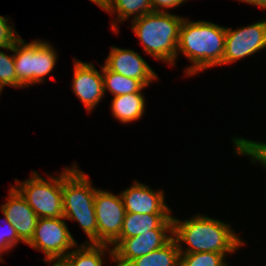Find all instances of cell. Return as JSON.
I'll return each instance as SVG.
<instances>
[{
  "mask_svg": "<svg viewBox=\"0 0 266 266\" xmlns=\"http://www.w3.org/2000/svg\"><path fill=\"white\" fill-rule=\"evenodd\" d=\"M5 227H1L0 224V262H3L1 257L2 253L8 252L10 249L14 248L18 243L22 242L13 225L7 221L6 216L4 215Z\"/></svg>",
  "mask_w": 266,
  "mask_h": 266,
  "instance_id": "cell-25",
  "label": "cell"
},
{
  "mask_svg": "<svg viewBox=\"0 0 266 266\" xmlns=\"http://www.w3.org/2000/svg\"><path fill=\"white\" fill-rule=\"evenodd\" d=\"M232 141L237 155L249 156L252 163L258 162L266 169V143L242 137H234Z\"/></svg>",
  "mask_w": 266,
  "mask_h": 266,
  "instance_id": "cell-22",
  "label": "cell"
},
{
  "mask_svg": "<svg viewBox=\"0 0 266 266\" xmlns=\"http://www.w3.org/2000/svg\"><path fill=\"white\" fill-rule=\"evenodd\" d=\"M46 263H52L53 262V265L51 264V266H66L62 260H53V261H44Z\"/></svg>",
  "mask_w": 266,
  "mask_h": 266,
  "instance_id": "cell-30",
  "label": "cell"
},
{
  "mask_svg": "<svg viewBox=\"0 0 266 266\" xmlns=\"http://www.w3.org/2000/svg\"><path fill=\"white\" fill-rule=\"evenodd\" d=\"M111 112L115 119L122 123H130L140 119L145 111L143 93H132L113 97Z\"/></svg>",
  "mask_w": 266,
  "mask_h": 266,
  "instance_id": "cell-16",
  "label": "cell"
},
{
  "mask_svg": "<svg viewBox=\"0 0 266 266\" xmlns=\"http://www.w3.org/2000/svg\"><path fill=\"white\" fill-rule=\"evenodd\" d=\"M64 217L38 218L29 246L46 255L43 261L62 260L71 248L78 246L70 233Z\"/></svg>",
  "mask_w": 266,
  "mask_h": 266,
  "instance_id": "cell-6",
  "label": "cell"
},
{
  "mask_svg": "<svg viewBox=\"0 0 266 266\" xmlns=\"http://www.w3.org/2000/svg\"><path fill=\"white\" fill-rule=\"evenodd\" d=\"M240 2H245L251 5H256L261 7L262 9H266V0H238Z\"/></svg>",
  "mask_w": 266,
  "mask_h": 266,
  "instance_id": "cell-28",
  "label": "cell"
},
{
  "mask_svg": "<svg viewBox=\"0 0 266 266\" xmlns=\"http://www.w3.org/2000/svg\"><path fill=\"white\" fill-rule=\"evenodd\" d=\"M104 65L111 71L138 79L145 86L157 80V74L147 62L134 50L111 47Z\"/></svg>",
  "mask_w": 266,
  "mask_h": 266,
  "instance_id": "cell-11",
  "label": "cell"
},
{
  "mask_svg": "<svg viewBox=\"0 0 266 266\" xmlns=\"http://www.w3.org/2000/svg\"><path fill=\"white\" fill-rule=\"evenodd\" d=\"M126 213L171 214L164 200V191H153L149 186L135 181L120 193Z\"/></svg>",
  "mask_w": 266,
  "mask_h": 266,
  "instance_id": "cell-12",
  "label": "cell"
},
{
  "mask_svg": "<svg viewBox=\"0 0 266 266\" xmlns=\"http://www.w3.org/2000/svg\"><path fill=\"white\" fill-rule=\"evenodd\" d=\"M102 75L104 82V92L108 91L115 96L128 95L132 93H142L145 86L140 80L128 78L121 74L109 70L102 65Z\"/></svg>",
  "mask_w": 266,
  "mask_h": 266,
  "instance_id": "cell-20",
  "label": "cell"
},
{
  "mask_svg": "<svg viewBox=\"0 0 266 266\" xmlns=\"http://www.w3.org/2000/svg\"><path fill=\"white\" fill-rule=\"evenodd\" d=\"M184 18L169 12H151L132 20V30L143 43L144 52L174 65Z\"/></svg>",
  "mask_w": 266,
  "mask_h": 266,
  "instance_id": "cell-3",
  "label": "cell"
},
{
  "mask_svg": "<svg viewBox=\"0 0 266 266\" xmlns=\"http://www.w3.org/2000/svg\"><path fill=\"white\" fill-rule=\"evenodd\" d=\"M33 171L24 182L15 179L13 186L34 210L38 218L63 217V171L59 176H49L48 180Z\"/></svg>",
  "mask_w": 266,
  "mask_h": 266,
  "instance_id": "cell-5",
  "label": "cell"
},
{
  "mask_svg": "<svg viewBox=\"0 0 266 266\" xmlns=\"http://www.w3.org/2000/svg\"><path fill=\"white\" fill-rule=\"evenodd\" d=\"M90 2L95 3L96 5H98L101 9H103L104 11L107 8L108 2L109 0H90Z\"/></svg>",
  "mask_w": 266,
  "mask_h": 266,
  "instance_id": "cell-29",
  "label": "cell"
},
{
  "mask_svg": "<svg viewBox=\"0 0 266 266\" xmlns=\"http://www.w3.org/2000/svg\"><path fill=\"white\" fill-rule=\"evenodd\" d=\"M184 18L179 34L178 53L192 63L185 73L193 76L200 71L222 64L226 27L209 21H190Z\"/></svg>",
  "mask_w": 266,
  "mask_h": 266,
  "instance_id": "cell-2",
  "label": "cell"
},
{
  "mask_svg": "<svg viewBox=\"0 0 266 266\" xmlns=\"http://www.w3.org/2000/svg\"><path fill=\"white\" fill-rule=\"evenodd\" d=\"M106 244L85 243L73 249L62 259L66 266H103L106 251L113 260V249ZM104 255V256H103Z\"/></svg>",
  "mask_w": 266,
  "mask_h": 266,
  "instance_id": "cell-15",
  "label": "cell"
},
{
  "mask_svg": "<svg viewBox=\"0 0 266 266\" xmlns=\"http://www.w3.org/2000/svg\"><path fill=\"white\" fill-rule=\"evenodd\" d=\"M63 217L78 221L88 237L86 243L98 244L94 198L96 188L77 164L63 169Z\"/></svg>",
  "mask_w": 266,
  "mask_h": 266,
  "instance_id": "cell-4",
  "label": "cell"
},
{
  "mask_svg": "<svg viewBox=\"0 0 266 266\" xmlns=\"http://www.w3.org/2000/svg\"><path fill=\"white\" fill-rule=\"evenodd\" d=\"M14 29L9 25L8 19L0 15V49L13 51V45L21 37Z\"/></svg>",
  "mask_w": 266,
  "mask_h": 266,
  "instance_id": "cell-26",
  "label": "cell"
},
{
  "mask_svg": "<svg viewBox=\"0 0 266 266\" xmlns=\"http://www.w3.org/2000/svg\"><path fill=\"white\" fill-rule=\"evenodd\" d=\"M173 237L180 254L215 252L226 256L227 253H236L244 244L229 224L204 215H196L183 222L173 216ZM183 243L188 246L186 250Z\"/></svg>",
  "mask_w": 266,
  "mask_h": 266,
  "instance_id": "cell-1",
  "label": "cell"
},
{
  "mask_svg": "<svg viewBox=\"0 0 266 266\" xmlns=\"http://www.w3.org/2000/svg\"><path fill=\"white\" fill-rule=\"evenodd\" d=\"M106 12L113 15L117 13V21L120 23L134 16L132 20L151 13L150 0H109Z\"/></svg>",
  "mask_w": 266,
  "mask_h": 266,
  "instance_id": "cell-21",
  "label": "cell"
},
{
  "mask_svg": "<svg viewBox=\"0 0 266 266\" xmlns=\"http://www.w3.org/2000/svg\"><path fill=\"white\" fill-rule=\"evenodd\" d=\"M266 48V20L236 30L226 28L222 64L237 62Z\"/></svg>",
  "mask_w": 266,
  "mask_h": 266,
  "instance_id": "cell-8",
  "label": "cell"
},
{
  "mask_svg": "<svg viewBox=\"0 0 266 266\" xmlns=\"http://www.w3.org/2000/svg\"><path fill=\"white\" fill-rule=\"evenodd\" d=\"M150 230H173V217L170 214L125 213L118 238H131Z\"/></svg>",
  "mask_w": 266,
  "mask_h": 266,
  "instance_id": "cell-14",
  "label": "cell"
},
{
  "mask_svg": "<svg viewBox=\"0 0 266 266\" xmlns=\"http://www.w3.org/2000/svg\"><path fill=\"white\" fill-rule=\"evenodd\" d=\"M16 77L26 88L32 85L33 41L27 43L19 38L13 45Z\"/></svg>",
  "mask_w": 266,
  "mask_h": 266,
  "instance_id": "cell-19",
  "label": "cell"
},
{
  "mask_svg": "<svg viewBox=\"0 0 266 266\" xmlns=\"http://www.w3.org/2000/svg\"><path fill=\"white\" fill-rule=\"evenodd\" d=\"M25 88L17 79L14 63V54H5L0 50V92L5 86Z\"/></svg>",
  "mask_w": 266,
  "mask_h": 266,
  "instance_id": "cell-24",
  "label": "cell"
},
{
  "mask_svg": "<svg viewBox=\"0 0 266 266\" xmlns=\"http://www.w3.org/2000/svg\"><path fill=\"white\" fill-rule=\"evenodd\" d=\"M94 207L98 244L111 245L120 236L126 213L121 196L97 188Z\"/></svg>",
  "mask_w": 266,
  "mask_h": 266,
  "instance_id": "cell-7",
  "label": "cell"
},
{
  "mask_svg": "<svg viewBox=\"0 0 266 266\" xmlns=\"http://www.w3.org/2000/svg\"><path fill=\"white\" fill-rule=\"evenodd\" d=\"M127 266H180V251L173 237L159 249L135 258Z\"/></svg>",
  "mask_w": 266,
  "mask_h": 266,
  "instance_id": "cell-18",
  "label": "cell"
},
{
  "mask_svg": "<svg viewBox=\"0 0 266 266\" xmlns=\"http://www.w3.org/2000/svg\"><path fill=\"white\" fill-rule=\"evenodd\" d=\"M150 2L153 12H167L169 8L181 6L185 0H150Z\"/></svg>",
  "mask_w": 266,
  "mask_h": 266,
  "instance_id": "cell-27",
  "label": "cell"
},
{
  "mask_svg": "<svg viewBox=\"0 0 266 266\" xmlns=\"http://www.w3.org/2000/svg\"><path fill=\"white\" fill-rule=\"evenodd\" d=\"M173 238V230H150L131 238H117L113 246L116 266H127L135 258L159 249Z\"/></svg>",
  "mask_w": 266,
  "mask_h": 266,
  "instance_id": "cell-9",
  "label": "cell"
},
{
  "mask_svg": "<svg viewBox=\"0 0 266 266\" xmlns=\"http://www.w3.org/2000/svg\"><path fill=\"white\" fill-rule=\"evenodd\" d=\"M0 209L15 228L19 239L28 244L34 235L38 216L13 186L7 202Z\"/></svg>",
  "mask_w": 266,
  "mask_h": 266,
  "instance_id": "cell-13",
  "label": "cell"
},
{
  "mask_svg": "<svg viewBox=\"0 0 266 266\" xmlns=\"http://www.w3.org/2000/svg\"><path fill=\"white\" fill-rule=\"evenodd\" d=\"M225 255L215 252L180 254V266H228Z\"/></svg>",
  "mask_w": 266,
  "mask_h": 266,
  "instance_id": "cell-23",
  "label": "cell"
},
{
  "mask_svg": "<svg viewBox=\"0 0 266 266\" xmlns=\"http://www.w3.org/2000/svg\"><path fill=\"white\" fill-rule=\"evenodd\" d=\"M57 53L51 44L42 40L33 41L32 84L46 81L57 61Z\"/></svg>",
  "mask_w": 266,
  "mask_h": 266,
  "instance_id": "cell-17",
  "label": "cell"
},
{
  "mask_svg": "<svg viewBox=\"0 0 266 266\" xmlns=\"http://www.w3.org/2000/svg\"><path fill=\"white\" fill-rule=\"evenodd\" d=\"M74 77L71 86L73 92L84 104L89 113L105 96L102 70L101 73L92 63L74 58Z\"/></svg>",
  "mask_w": 266,
  "mask_h": 266,
  "instance_id": "cell-10",
  "label": "cell"
}]
</instances>
